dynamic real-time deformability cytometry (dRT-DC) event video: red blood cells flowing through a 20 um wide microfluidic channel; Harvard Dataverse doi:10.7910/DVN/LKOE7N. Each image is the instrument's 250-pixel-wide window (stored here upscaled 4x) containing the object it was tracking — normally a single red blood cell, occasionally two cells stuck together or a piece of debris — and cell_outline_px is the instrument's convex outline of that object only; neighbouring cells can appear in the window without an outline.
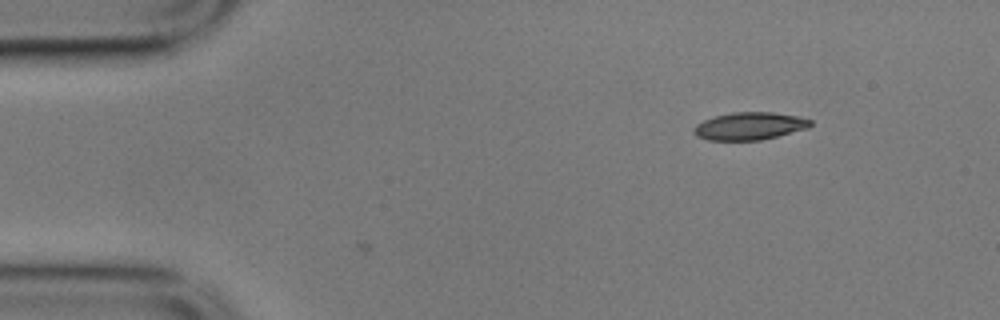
{"species": "common noctule bat (a hibernating species)", "species_latin": "Nyctalus noctula", "temperature_condition": "cold", "stored_images_in_passage": 2, "camera_frame_rate_fps": 3000, "um_per_image_px": 0.085, "animal": {"sex": "male", "body_mass_g": 17.9}, "frame": {"image": 1, "passage_image": 1, "time_ms": 0.0, "image_size_px": [1000, 320], "cell_outline_px": [[812, 124], [808, 128], [760, 140], [708, 140], [696, 136], [692, 132], [692, 128], [696, 124], [704, 120], [716, 116], [732, 112], [772, 112], [796, 116], [812, 120]], "centroid_in_image_um": [63.68, 10.71], "position_along_channel_um": 21.3, "area_um2": 18.67}}